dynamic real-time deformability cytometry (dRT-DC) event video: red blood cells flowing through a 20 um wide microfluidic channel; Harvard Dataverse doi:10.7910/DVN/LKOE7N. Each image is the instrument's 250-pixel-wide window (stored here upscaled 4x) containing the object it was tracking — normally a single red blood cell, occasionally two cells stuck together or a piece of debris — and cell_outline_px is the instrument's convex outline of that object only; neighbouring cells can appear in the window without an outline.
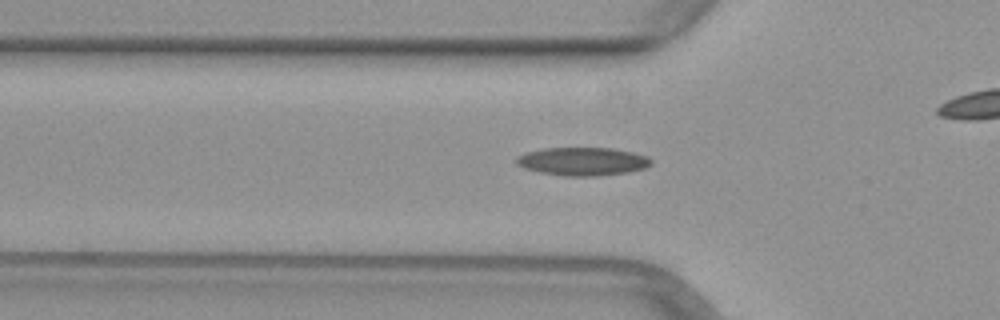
{"species": "common noctule bat (a hibernating species)", "species_latin": "Nyctalus noctula", "temperature_condition": "warm", "stored_images_in_passage": 35, "camera_frame_rate_fps": 3000, "um_per_image_px": 0.085, "animal": {"sex": "female", "body_mass_g": 29.2, "forearm_length_mm": 56.3}, "frame": {"image": 1, "passage_image": 11, "time_ms": 3.333, "image_size_px": [1000, 320], "cell_outline_px": [[652, 164], [644, 168], [628, 172], [596, 176], [564, 176], [540, 172], [524, 168], [516, 164], [516, 156], [524, 152], [544, 148], [612, 148], [632, 152], [648, 156], [652, 160]], "centroid_in_image_um": [49.5, 13.71], "position_along_channel_um": 76.3, "area_um2": 22.25}}
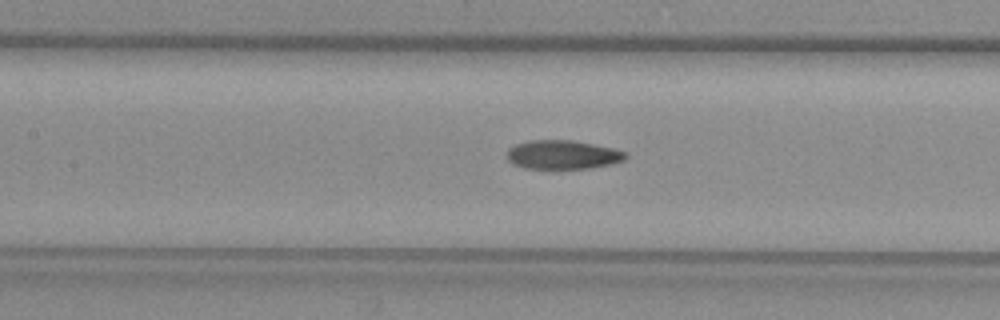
{"frame": {"image": 2, "passage_image": 17, "time_ms": 5.333, "image_size_px": [1000, 320], "cell_outline_px": [[628, 156], [624, 160], [592, 168], [556, 172], [552, 172], [524, 168], [512, 164], [504, 156], [508, 148], [516, 144], [528, 140], [572, 140], [612, 148], [624, 152]], "centroid_in_image_um": [47.73, 13.21], "position_along_channel_um": 159.7, "area_um2": 20.98}}
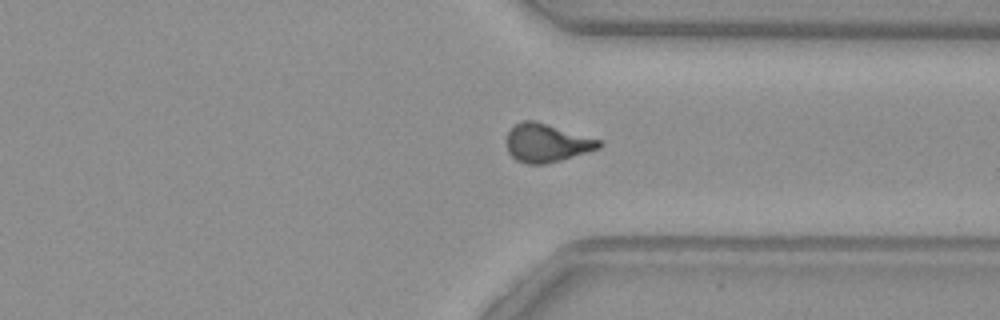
{"frame": {"image": 3, "passage_image": 32, "time_ms": 10.333, "image_size_px": [1000, 320], "cell_outline_px": [[604, 144], [600, 148], [588, 152], [560, 160], [544, 164], [528, 164], [516, 160], [508, 152], [508, 132], [516, 124], [524, 120], [532, 120], [600, 140]], "centroid_in_image_um": [46.48, 12.17], "position_along_channel_um": 364.9, "area_um2": 20.17}}